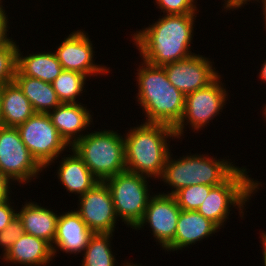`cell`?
I'll use <instances>...</instances> for the list:
<instances>
[{"label": "cell", "instance_id": "obj_1", "mask_svg": "<svg viewBox=\"0 0 266 266\" xmlns=\"http://www.w3.org/2000/svg\"><path fill=\"white\" fill-rule=\"evenodd\" d=\"M198 14L160 15L151 25L132 32L130 41L134 42L132 45L136 46L139 57L154 66L188 58L195 53L191 45Z\"/></svg>", "mask_w": 266, "mask_h": 266}, {"label": "cell", "instance_id": "obj_2", "mask_svg": "<svg viewBox=\"0 0 266 266\" xmlns=\"http://www.w3.org/2000/svg\"><path fill=\"white\" fill-rule=\"evenodd\" d=\"M140 60L138 68L134 69L138 89L134 99L144 113L142 122L162 123L174 128L182 118L185 95L170 83L163 66Z\"/></svg>", "mask_w": 266, "mask_h": 266}, {"label": "cell", "instance_id": "obj_3", "mask_svg": "<svg viewBox=\"0 0 266 266\" xmlns=\"http://www.w3.org/2000/svg\"><path fill=\"white\" fill-rule=\"evenodd\" d=\"M125 131L126 170L158 181L173 151L170 142L178 139L174 128L162 123L141 122Z\"/></svg>", "mask_w": 266, "mask_h": 266}, {"label": "cell", "instance_id": "obj_4", "mask_svg": "<svg viewBox=\"0 0 266 266\" xmlns=\"http://www.w3.org/2000/svg\"><path fill=\"white\" fill-rule=\"evenodd\" d=\"M189 154V155H188ZM208 152L186 153L182 157L175 158L171 152L165 162L163 174L159 179L160 183L170 191L160 193L174 195L182 188L191 185L217 186L226 181L238 168L228 157L217 158ZM226 158V159H225ZM228 158V159H227Z\"/></svg>", "mask_w": 266, "mask_h": 266}, {"label": "cell", "instance_id": "obj_5", "mask_svg": "<svg viewBox=\"0 0 266 266\" xmlns=\"http://www.w3.org/2000/svg\"><path fill=\"white\" fill-rule=\"evenodd\" d=\"M246 167H239L226 181L213 186L207 198L197 210L220 229L225 228L226 222L230 219L229 217L233 214L234 209L238 211L241 220L244 219L247 213V204H250L248 202L263 187V182L252 178V175L248 174L250 169Z\"/></svg>", "mask_w": 266, "mask_h": 266}, {"label": "cell", "instance_id": "obj_6", "mask_svg": "<svg viewBox=\"0 0 266 266\" xmlns=\"http://www.w3.org/2000/svg\"><path fill=\"white\" fill-rule=\"evenodd\" d=\"M97 130H89L71 148L99 181H105L126 170L124 136L119 130Z\"/></svg>", "mask_w": 266, "mask_h": 266}, {"label": "cell", "instance_id": "obj_7", "mask_svg": "<svg viewBox=\"0 0 266 266\" xmlns=\"http://www.w3.org/2000/svg\"><path fill=\"white\" fill-rule=\"evenodd\" d=\"M150 180L127 170L105 180L112 195L116 216L132 231L141 222L149 200L155 194L153 188H150Z\"/></svg>", "mask_w": 266, "mask_h": 266}, {"label": "cell", "instance_id": "obj_8", "mask_svg": "<svg viewBox=\"0 0 266 266\" xmlns=\"http://www.w3.org/2000/svg\"><path fill=\"white\" fill-rule=\"evenodd\" d=\"M223 75H219L207 87L198 89L185 96L184 112L180 122L174 127L175 134L182 141L186 136L185 130L195 133L203 132L205 127L210 126L213 120L226 109V104L230 101V90H227L223 81ZM228 100V102H227ZM226 107V108H224ZM221 112V113H220ZM211 122V123H210ZM208 125V126H207ZM183 137V138H182Z\"/></svg>", "mask_w": 266, "mask_h": 266}, {"label": "cell", "instance_id": "obj_9", "mask_svg": "<svg viewBox=\"0 0 266 266\" xmlns=\"http://www.w3.org/2000/svg\"><path fill=\"white\" fill-rule=\"evenodd\" d=\"M0 172L12 184L31 185L39 179L44 169L32 157L29 150L21 140L17 127L3 126L0 129ZM23 184V185H22Z\"/></svg>", "mask_w": 266, "mask_h": 266}, {"label": "cell", "instance_id": "obj_10", "mask_svg": "<svg viewBox=\"0 0 266 266\" xmlns=\"http://www.w3.org/2000/svg\"><path fill=\"white\" fill-rule=\"evenodd\" d=\"M21 140L32 157L44 169L71 147L60 136L48 114L35 113L17 127Z\"/></svg>", "mask_w": 266, "mask_h": 266}, {"label": "cell", "instance_id": "obj_11", "mask_svg": "<svg viewBox=\"0 0 266 266\" xmlns=\"http://www.w3.org/2000/svg\"><path fill=\"white\" fill-rule=\"evenodd\" d=\"M92 42L93 40L91 41L87 31L85 32L83 29L74 30L56 46V50L52 51L63 67V70L82 73L90 81L91 77L96 76L100 78L101 75L107 76L112 71L104 63L98 64L95 62V46Z\"/></svg>", "mask_w": 266, "mask_h": 266}, {"label": "cell", "instance_id": "obj_12", "mask_svg": "<svg viewBox=\"0 0 266 266\" xmlns=\"http://www.w3.org/2000/svg\"><path fill=\"white\" fill-rule=\"evenodd\" d=\"M181 208L173 195L156 192L150 198L145 214L135 231H149L160 250H165L174 240ZM148 226V227H147Z\"/></svg>", "mask_w": 266, "mask_h": 266}, {"label": "cell", "instance_id": "obj_13", "mask_svg": "<svg viewBox=\"0 0 266 266\" xmlns=\"http://www.w3.org/2000/svg\"><path fill=\"white\" fill-rule=\"evenodd\" d=\"M75 211L93 233H114L116 216L112 195L105 181H99L88 192L78 197Z\"/></svg>", "mask_w": 266, "mask_h": 266}, {"label": "cell", "instance_id": "obj_14", "mask_svg": "<svg viewBox=\"0 0 266 266\" xmlns=\"http://www.w3.org/2000/svg\"><path fill=\"white\" fill-rule=\"evenodd\" d=\"M214 63L212 58L194 53L163 67L170 83L186 96L207 87L221 74Z\"/></svg>", "mask_w": 266, "mask_h": 266}, {"label": "cell", "instance_id": "obj_15", "mask_svg": "<svg viewBox=\"0 0 266 266\" xmlns=\"http://www.w3.org/2000/svg\"><path fill=\"white\" fill-rule=\"evenodd\" d=\"M87 104L61 103L48 113L52 124L58 130L60 136L72 147L80 140L87 130L94 128V114ZM93 116V117H92Z\"/></svg>", "mask_w": 266, "mask_h": 266}, {"label": "cell", "instance_id": "obj_16", "mask_svg": "<svg viewBox=\"0 0 266 266\" xmlns=\"http://www.w3.org/2000/svg\"><path fill=\"white\" fill-rule=\"evenodd\" d=\"M93 234L75 209L60 212L56 235L51 246L54 259L60 253L59 251L69 256L83 253Z\"/></svg>", "mask_w": 266, "mask_h": 266}, {"label": "cell", "instance_id": "obj_17", "mask_svg": "<svg viewBox=\"0 0 266 266\" xmlns=\"http://www.w3.org/2000/svg\"><path fill=\"white\" fill-rule=\"evenodd\" d=\"M220 228L210 219L205 218L197 211L181 210L173 242L164 250L174 252L191 248L204 239H209L215 233H219ZM201 241V242H200ZM190 246V247H189Z\"/></svg>", "mask_w": 266, "mask_h": 266}, {"label": "cell", "instance_id": "obj_18", "mask_svg": "<svg viewBox=\"0 0 266 266\" xmlns=\"http://www.w3.org/2000/svg\"><path fill=\"white\" fill-rule=\"evenodd\" d=\"M69 153L71 155L66 152L63 154V157L60 155L47 167L51 168V165L59 162L54 174L56 173L58 181L66 189L67 194H75L78 198L88 192L99 180L72 148L69 150ZM60 157L61 159L59 160Z\"/></svg>", "mask_w": 266, "mask_h": 266}, {"label": "cell", "instance_id": "obj_19", "mask_svg": "<svg viewBox=\"0 0 266 266\" xmlns=\"http://www.w3.org/2000/svg\"><path fill=\"white\" fill-rule=\"evenodd\" d=\"M28 200L17 209V215L22 221L25 233L44 239L52 246L60 212L53 211L48 206H41V203L32 201V199Z\"/></svg>", "mask_w": 266, "mask_h": 266}, {"label": "cell", "instance_id": "obj_20", "mask_svg": "<svg viewBox=\"0 0 266 266\" xmlns=\"http://www.w3.org/2000/svg\"><path fill=\"white\" fill-rule=\"evenodd\" d=\"M0 259L5 264L10 263L17 266L18 264L20 266H51L54 257L51 245L48 242L24 233L13 244L7 254Z\"/></svg>", "mask_w": 266, "mask_h": 266}, {"label": "cell", "instance_id": "obj_21", "mask_svg": "<svg viewBox=\"0 0 266 266\" xmlns=\"http://www.w3.org/2000/svg\"><path fill=\"white\" fill-rule=\"evenodd\" d=\"M18 44L17 70L24 76L52 83L63 71V67L52 51H29L24 55Z\"/></svg>", "mask_w": 266, "mask_h": 266}, {"label": "cell", "instance_id": "obj_22", "mask_svg": "<svg viewBox=\"0 0 266 266\" xmlns=\"http://www.w3.org/2000/svg\"><path fill=\"white\" fill-rule=\"evenodd\" d=\"M0 113L3 126L18 127L35 114L32 104L13 81L0 87Z\"/></svg>", "mask_w": 266, "mask_h": 266}, {"label": "cell", "instance_id": "obj_23", "mask_svg": "<svg viewBox=\"0 0 266 266\" xmlns=\"http://www.w3.org/2000/svg\"><path fill=\"white\" fill-rule=\"evenodd\" d=\"M14 81L32 104L35 113L48 114L61 104L51 83L24 76L18 70Z\"/></svg>", "mask_w": 266, "mask_h": 266}, {"label": "cell", "instance_id": "obj_24", "mask_svg": "<svg viewBox=\"0 0 266 266\" xmlns=\"http://www.w3.org/2000/svg\"><path fill=\"white\" fill-rule=\"evenodd\" d=\"M115 233H94L81 254L80 266H118L116 253L112 251V240ZM127 262L124 260L123 266Z\"/></svg>", "mask_w": 266, "mask_h": 266}, {"label": "cell", "instance_id": "obj_25", "mask_svg": "<svg viewBox=\"0 0 266 266\" xmlns=\"http://www.w3.org/2000/svg\"><path fill=\"white\" fill-rule=\"evenodd\" d=\"M87 78L82 73L63 70L51 84L61 103H81L80 97L87 92Z\"/></svg>", "mask_w": 266, "mask_h": 266}, {"label": "cell", "instance_id": "obj_26", "mask_svg": "<svg viewBox=\"0 0 266 266\" xmlns=\"http://www.w3.org/2000/svg\"><path fill=\"white\" fill-rule=\"evenodd\" d=\"M212 187L209 185H191L180 189L173 196L181 210L197 211Z\"/></svg>", "mask_w": 266, "mask_h": 266}, {"label": "cell", "instance_id": "obj_27", "mask_svg": "<svg viewBox=\"0 0 266 266\" xmlns=\"http://www.w3.org/2000/svg\"><path fill=\"white\" fill-rule=\"evenodd\" d=\"M17 40L12 39L0 47V87L13 82L17 70Z\"/></svg>", "mask_w": 266, "mask_h": 266}, {"label": "cell", "instance_id": "obj_28", "mask_svg": "<svg viewBox=\"0 0 266 266\" xmlns=\"http://www.w3.org/2000/svg\"><path fill=\"white\" fill-rule=\"evenodd\" d=\"M155 1V2H154ZM153 3L163 15L199 13L198 0H154Z\"/></svg>", "mask_w": 266, "mask_h": 266}, {"label": "cell", "instance_id": "obj_29", "mask_svg": "<svg viewBox=\"0 0 266 266\" xmlns=\"http://www.w3.org/2000/svg\"><path fill=\"white\" fill-rule=\"evenodd\" d=\"M25 233L21 219L18 215L0 232V257L3 258L12 248L13 244Z\"/></svg>", "mask_w": 266, "mask_h": 266}, {"label": "cell", "instance_id": "obj_30", "mask_svg": "<svg viewBox=\"0 0 266 266\" xmlns=\"http://www.w3.org/2000/svg\"><path fill=\"white\" fill-rule=\"evenodd\" d=\"M11 196L5 200L0 201V232L11 223L17 215V207L13 202ZM15 207V208H14Z\"/></svg>", "mask_w": 266, "mask_h": 266}, {"label": "cell", "instance_id": "obj_31", "mask_svg": "<svg viewBox=\"0 0 266 266\" xmlns=\"http://www.w3.org/2000/svg\"><path fill=\"white\" fill-rule=\"evenodd\" d=\"M9 18L11 19L12 17H8L6 10H0V47L13 39L12 34L11 37H9Z\"/></svg>", "mask_w": 266, "mask_h": 266}, {"label": "cell", "instance_id": "obj_32", "mask_svg": "<svg viewBox=\"0 0 266 266\" xmlns=\"http://www.w3.org/2000/svg\"><path fill=\"white\" fill-rule=\"evenodd\" d=\"M15 184H12V182L3 174L0 172V201L5 200L12 196L11 189H13ZM12 186V187H11Z\"/></svg>", "mask_w": 266, "mask_h": 266}, {"label": "cell", "instance_id": "obj_33", "mask_svg": "<svg viewBox=\"0 0 266 266\" xmlns=\"http://www.w3.org/2000/svg\"><path fill=\"white\" fill-rule=\"evenodd\" d=\"M248 1L249 0H222L224 3H222V11H229L232 13L231 11L238 10L239 8L242 9V7L244 8L246 5H248Z\"/></svg>", "mask_w": 266, "mask_h": 266}, {"label": "cell", "instance_id": "obj_34", "mask_svg": "<svg viewBox=\"0 0 266 266\" xmlns=\"http://www.w3.org/2000/svg\"><path fill=\"white\" fill-rule=\"evenodd\" d=\"M249 3H248V5L250 4V3H255V4H257V6H260L261 7V15H262V19H263V24L262 25H264V27L263 28H265V29H263V30H266V0H249L248 1ZM261 2V3H260ZM260 5H259V4Z\"/></svg>", "mask_w": 266, "mask_h": 266}, {"label": "cell", "instance_id": "obj_35", "mask_svg": "<svg viewBox=\"0 0 266 266\" xmlns=\"http://www.w3.org/2000/svg\"><path fill=\"white\" fill-rule=\"evenodd\" d=\"M260 242L262 244V265L266 266V232L264 230L261 231V234L259 236Z\"/></svg>", "mask_w": 266, "mask_h": 266}, {"label": "cell", "instance_id": "obj_36", "mask_svg": "<svg viewBox=\"0 0 266 266\" xmlns=\"http://www.w3.org/2000/svg\"><path fill=\"white\" fill-rule=\"evenodd\" d=\"M262 62L263 63H261V66L258 72L259 74L258 78L260 79V81H262L266 85V59Z\"/></svg>", "mask_w": 266, "mask_h": 266}, {"label": "cell", "instance_id": "obj_37", "mask_svg": "<svg viewBox=\"0 0 266 266\" xmlns=\"http://www.w3.org/2000/svg\"><path fill=\"white\" fill-rule=\"evenodd\" d=\"M123 266H142V263L138 264V263H133L132 260L131 261H127Z\"/></svg>", "mask_w": 266, "mask_h": 266}, {"label": "cell", "instance_id": "obj_38", "mask_svg": "<svg viewBox=\"0 0 266 266\" xmlns=\"http://www.w3.org/2000/svg\"><path fill=\"white\" fill-rule=\"evenodd\" d=\"M262 107H263V108H262V109H263V111H262V115H263V116H262V117H264V119L262 118V120H265V121H264V123H265V122H266V105H263Z\"/></svg>", "mask_w": 266, "mask_h": 266}, {"label": "cell", "instance_id": "obj_39", "mask_svg": "<svg viewBox=\"0 0 266 266\" xmlns=\"http://www.w3.org/2000/svg\"><path fill=\"white\" fill-rule=\"evenodd\" d=\"M3 1H4V0H3ZM3 1L0 0V10H6L5 7L3 6V5H4V4H3Z\"/></svg>", "mask_w": 266, "mask_h": 266}, {"label": "cell", "instance_id": "obj_40", "mask_svg": "<svg viewBox=\"0 0 266 266\" xmlns=\"http://www.w3.org/2000/svg\"><path fill=\"white\" fill-rule=\"evenodd\" d=\"M3 127L2 119H1V113H0V129Z\"/></svg>", "mask_w": 266, "mask_h": 266}]
</instances>
